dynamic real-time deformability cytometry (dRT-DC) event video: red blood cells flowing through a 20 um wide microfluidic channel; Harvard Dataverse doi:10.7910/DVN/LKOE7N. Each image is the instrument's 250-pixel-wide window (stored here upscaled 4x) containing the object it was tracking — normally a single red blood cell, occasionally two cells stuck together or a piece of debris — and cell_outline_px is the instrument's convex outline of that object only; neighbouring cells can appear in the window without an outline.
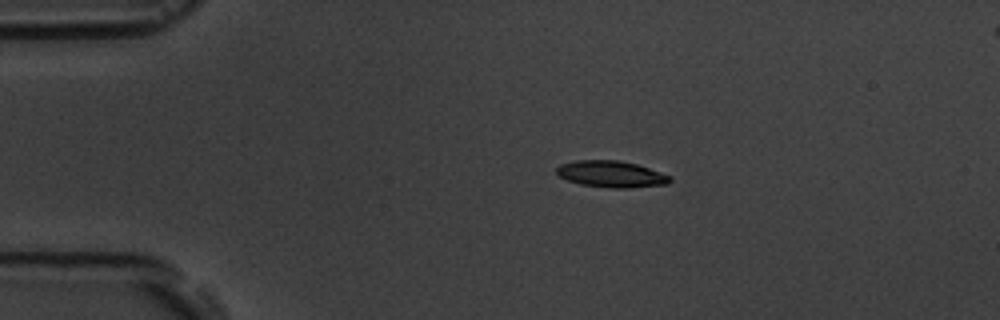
{"species": "common noctule bat (a hibernating species)", "species_latin": "Nyctalus noctula", "temperature_condition": "room temperature", "stored_images_in_passage": 10, "camera_frame_rate_fps": 3000, "um_per_image_px": 0.085, "animal": {"sex": "male", "body_mass_g": 19.5, "forearm_length_mm": 54.6}, "frame": {"image": 1, "passage_image": 4, "time_ms": 3.667, "image_size_px": [1000, 320], "cell_outline_px": [[672, 180], [668, 184], [628, 188], [608, 188], [580, 184], [568, 180], [560, 176], [556, 172], [556, 168], [560, 164], [576, 160], [620, 160], [636, 164], [660, 172], [668, 176]], "centroid_in_image_um": [51.93, 14.8], "position_along_channel_um": 33.1, "area_um2": 17.46}}
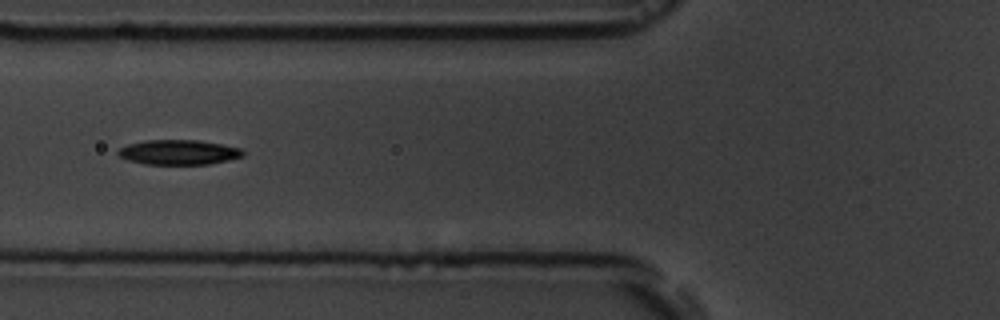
{"frame": {"image": 2, "passage_image": 7, "time_ms": 7.0, "image_size_px": [1000, 320], "cell_outline_px": [[244, 156], [228, 160], [208, 164], [144, 164], [128, 160], [120, 156], [116, 152], [120, 148], [128, 144], [144, 140], [196, 140], [224, 144], [240, 148], [244, 152]], "centroid_in_image_um": [15.19, 12.94], "position_along_channel_um": 110.6, "area_um2": 18.09}}
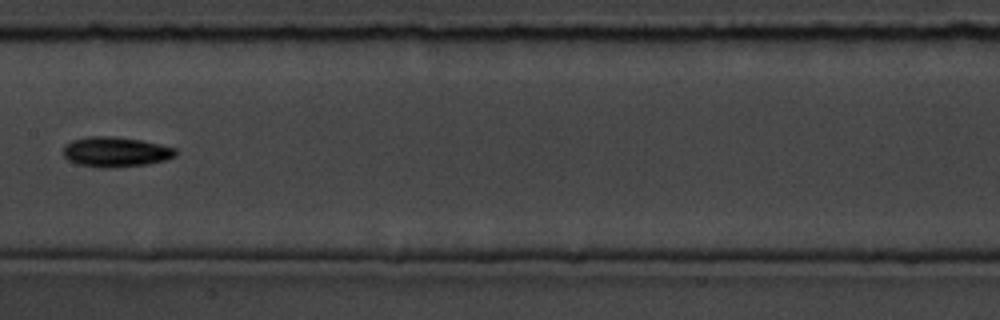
{"frame": {"image": 3, "passage_image": 9, "time_ms": 9.333, "image_size_px": [1000, 320], "cell_outline_px": [[176, 156], [164, 160], [148, 164], [112, 168], [100, 168], [76, 164], [68, 160], [64, 156], [64, 144], [72, 140], [88, 136], [116, 136], [140, 140], [160, 144], [176, 148]], "centroid_in_image_um": [9.81, 12.91], "position_along_channel_um": 197.6, "area_um2": 19.88}}